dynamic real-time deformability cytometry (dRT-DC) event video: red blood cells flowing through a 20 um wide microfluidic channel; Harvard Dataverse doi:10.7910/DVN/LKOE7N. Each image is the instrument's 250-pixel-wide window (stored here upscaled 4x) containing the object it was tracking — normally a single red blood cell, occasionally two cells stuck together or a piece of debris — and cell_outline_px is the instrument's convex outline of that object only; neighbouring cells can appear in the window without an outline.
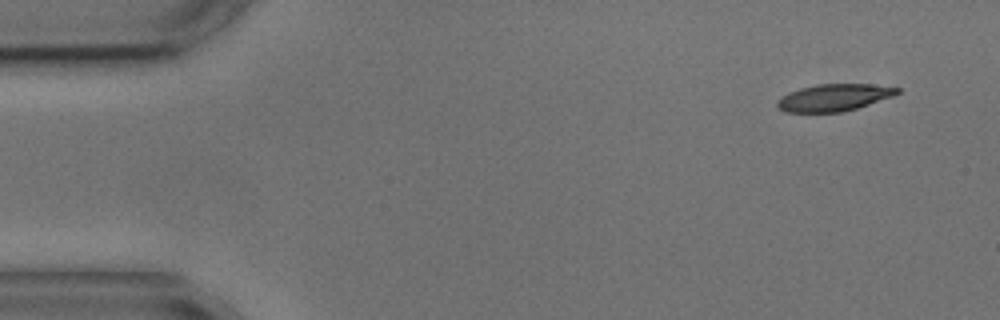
{"species": "common noctule bat (a hibernating species)", "species_latin": "Nyctalus noctula", "temperature_condition": "cold", "stored_images_in_passage": 6, "camera_frame_rate_fps": 3000, "um_per_image_px": 0.085, "animal": {"sex": "male", "body_mass_g": 17.9, "forearm_length_mm": 54.2}, "frame": {"image": 1, "passage_image": 1, "time_ms": 0.0, "image_size_px": [1000, 320], "cell_outline_px": [[900, 92], [892, 96], [856, 108], [840, 112], [784, 112], [776, 104], [788, 92], [800, 88], [816, 84], [872, 84], [900, 88]], "centroid_in_image_um": [70.89, 8.28], "position_along_channel_um": 14.1, "area_um2": 18.61}}
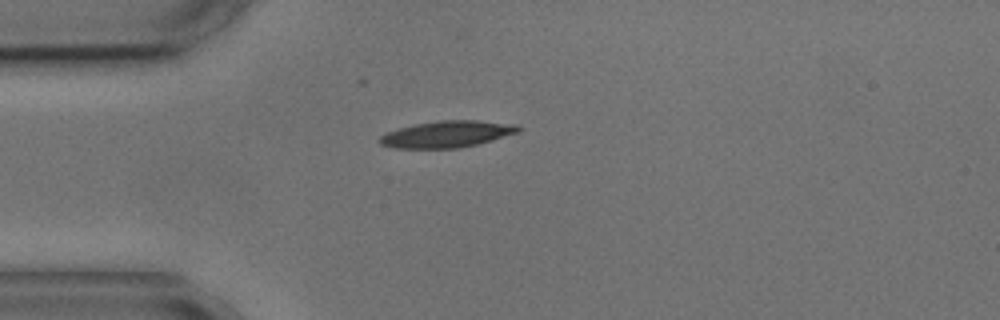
{"frame": {"image": 2, "passage_image": 3, "time_ms": 3.333, "image_size_px": [1000, 320], "cell_outline_px": [[520, 132], [476, 144], [460, 148], [396, 148], [380, 144], [376, 140], [380, 136], [388, 132], [400, 128], [416, 124], [440, 120], [476, 120], [516, 124], [520, 128]], "centroid_in_image_um": [37.99, 11.4], "position_along_channel_um": 47.0, "area_um2": 21.33}}